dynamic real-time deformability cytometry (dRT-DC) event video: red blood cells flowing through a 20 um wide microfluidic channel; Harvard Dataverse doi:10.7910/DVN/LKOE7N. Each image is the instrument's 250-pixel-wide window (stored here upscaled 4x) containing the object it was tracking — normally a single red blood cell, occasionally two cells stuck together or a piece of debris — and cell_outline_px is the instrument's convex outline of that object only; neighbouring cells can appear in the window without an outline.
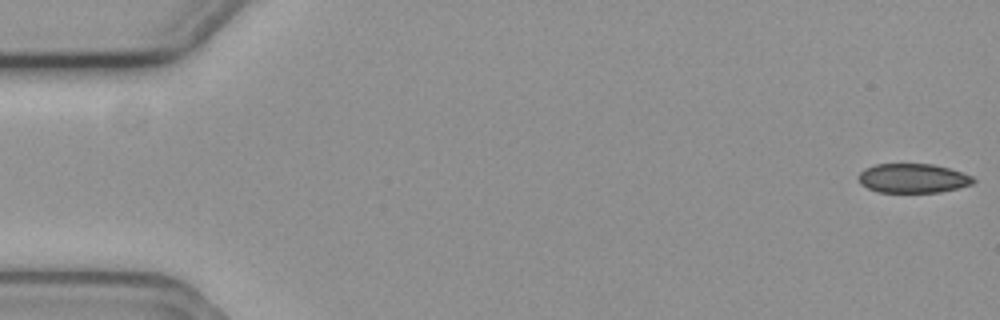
{"species": "common noctule bat (a hibernating species)", "species_latin": "Nyctalus noctula", "temperature_condition": "cold", "stored_images_in_passage": 5, "camera_frame_rate_fps": 3000, "um_per_image_px": 0.085, "animal": {"sex": "female", "body_mass_g": 19.3, "forearm_length_mm": 54.1}, "frame": {"image": 1, "passage_image": 1, "time_ms": 0.0, "image_size_px": [1000, 320], "cell_outline_px": [[976, 180], [972, 184], [940, 192], [876, 192], [860, 184], [856, 176], [864, 168], [876, 164], [932, 164], [948, 168], [972, 176]], "centroid_in_image_um": [77.54, 15.15], "position_along_channel_um": 7.5, "area_um2": 19.59}}
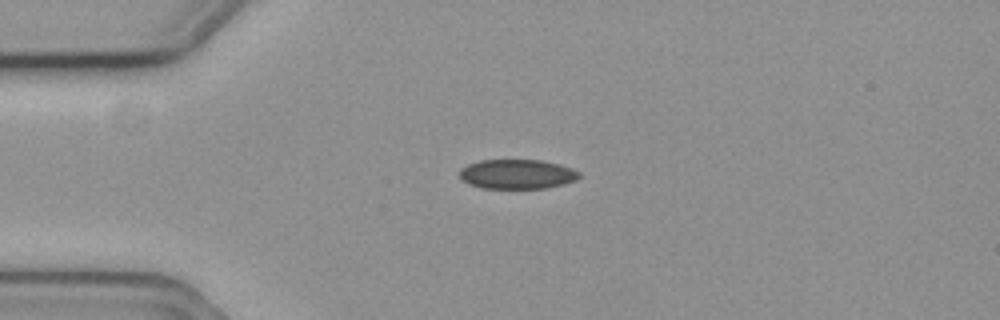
{"frame": {"image": 2, "passage_image": 4, "time_ms": 1.0, "image_size_px": [1000, 320], "cell_outline_px": [[580, 176], [576, 180], [564, 184], [544, 188], [480, 188], [468, 184], [460, 180], [460, 168], [468, 164], [480, 160], [540, 160], [560, 164], [572, 168], [580, 172]], "centroid_in_image_um": [43.94, 14.8], "position_along_channel_um": 41.1, "area_um2": 20.75}}